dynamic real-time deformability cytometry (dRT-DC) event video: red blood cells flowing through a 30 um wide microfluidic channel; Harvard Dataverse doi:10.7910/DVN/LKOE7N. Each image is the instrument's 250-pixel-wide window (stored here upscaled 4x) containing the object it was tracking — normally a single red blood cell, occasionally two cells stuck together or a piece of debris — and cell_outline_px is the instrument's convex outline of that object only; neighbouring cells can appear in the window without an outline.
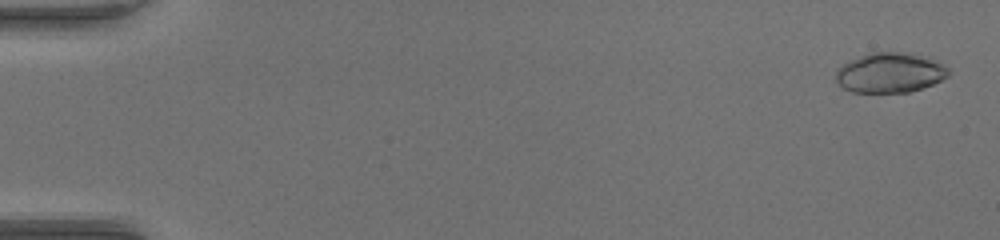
{"species": "common noctule bat (a hibernating species)", "species_latin": "Nyctalus noctula", "temperature_condition": "warm", "stored_images_in_passage": 52, "camera_frame_rate_fps": 3000, "um_per_image_px": 0.085, "animal": {"sex": "female", "body_mass_g": 17.0, "forearm_length_mm": 48.0}, "frame": {"image": 1, "passage_image": 2, "time_ms": 0.333, "image_size_px": [1000, 240], "cell_outline_px": [[952, 72], [948, 76], [932, 84], [908, 92], [852, 92], [844, 88], [836, 80], [836, 68], [848, 60], [872, 52], [912, 52], [932, 56], [948, 68]], "centroid_in_image_um": [75.68, 6.15], "position_along_channel_um": 9.3, "area_um2": 26.65}}
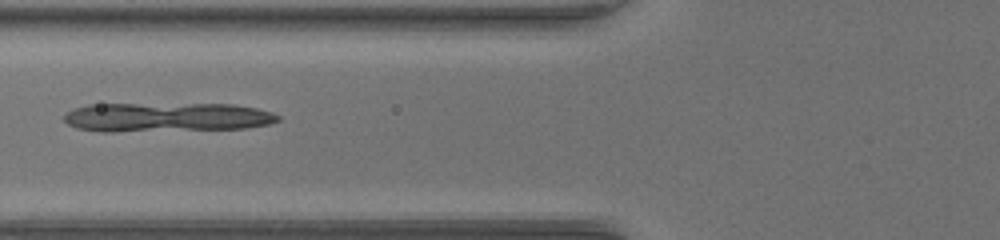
{"frame": {"image": 2, "passage_image": 22, "time_ms": 7.0, "image_size_px": [1000, 240], "cell_outline_px": [[280, 120], [268, 124], [244, 128], [116, 132], [100, 132], [76, 128], [68, 124], [64, 120], [64, 116], [72, 108], [88, 104], [232, 104], [256, 108], [272, 112], [280, 116]], "centroid_in_image_um": [14.12, 9.96], "position_along_channel_um": 111.7, "area_um2": 36.65}}
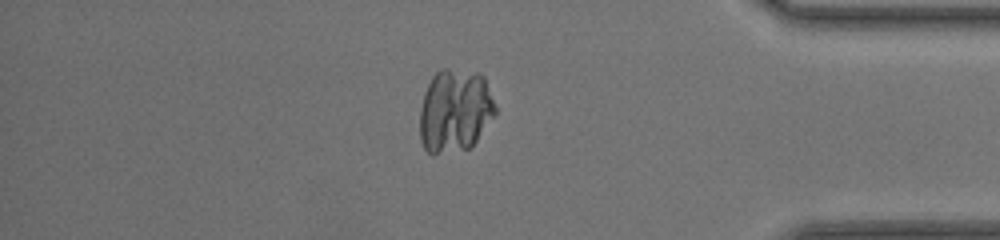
{"frame": {"image": 3, "passage_image": 45, "time_ms": 14.667, "image_size_px": [1000, 240], "cell_outline_px": [[496, 112], [472, 148], [432, 156], [424, 148], [420, 140], [420, 108], [424, 92], [432, 76], [440, 68], [444, 68], [480, 72], [484, 76], [496, 108]], "centroid_in_image_um": [38.65, 9.43], "position_along_channel_um": 396.5, "area_um2": 37.22}}